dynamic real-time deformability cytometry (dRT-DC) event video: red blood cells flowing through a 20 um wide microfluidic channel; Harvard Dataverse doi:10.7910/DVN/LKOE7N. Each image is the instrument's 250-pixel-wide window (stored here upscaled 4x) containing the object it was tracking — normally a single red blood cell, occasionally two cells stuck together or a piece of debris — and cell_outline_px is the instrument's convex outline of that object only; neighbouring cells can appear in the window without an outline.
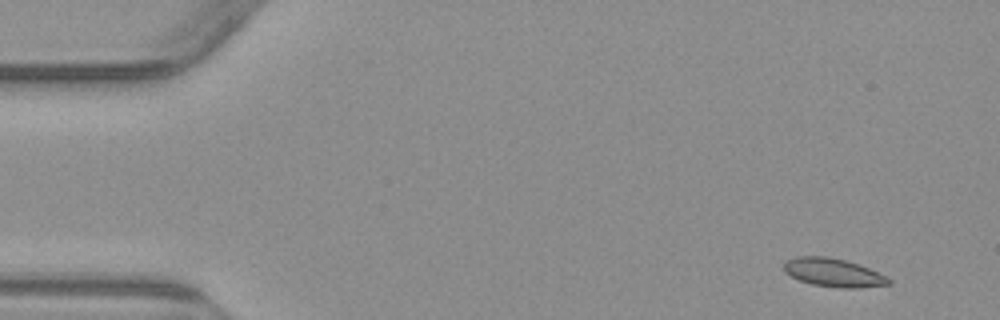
{"species": "common noctule bat (a hibernating species)", "species_latin": "Nyctalus noctula", "temperature_condition": "warm", "stored_images_in_passage": 4, "camera_frame_rate_fps": 3000, "um_per_image_px": 0.085, "animal": {"sex": "male", "body_mass_g": 23.1, "forearm_length_mm": 52.7}, "frame": {"image": 1, "passage_image": 1, "time_ms": 0.0, "image_size_px": [1000, 320], "cell_outline_px": [[892, 284], [860, 288], [840, 288], [812, 284], [800, 280], [784, 272], [784, 260], [796, 256], [828, 256], [844, 260], [868, 268], [892, 280]], "centroid_in_image_um": [70.81, 23.17], "position_along_channel_um": 14.2, "area_um2": 17.28}}
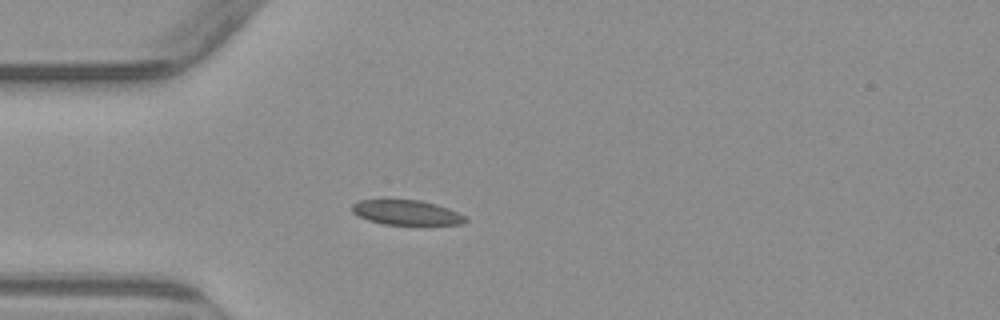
{"frame": {"image": 2, "passage_image": 4, "time_ms": 3.667, "image_size_px": [1000, 320], "cell_outline_px": [[468, 220], [464, 224], [384, 224], [368, 220], [352, 212], [352, 204], [360, 200], [384, 196], [388, 196], [420, 200], [436, 204], [448, 208], [464, 216]], "centroid_in_image_um": [34.47, 18.0], "position_along_channel_um": 50.5, "area_um2": 17.05}}